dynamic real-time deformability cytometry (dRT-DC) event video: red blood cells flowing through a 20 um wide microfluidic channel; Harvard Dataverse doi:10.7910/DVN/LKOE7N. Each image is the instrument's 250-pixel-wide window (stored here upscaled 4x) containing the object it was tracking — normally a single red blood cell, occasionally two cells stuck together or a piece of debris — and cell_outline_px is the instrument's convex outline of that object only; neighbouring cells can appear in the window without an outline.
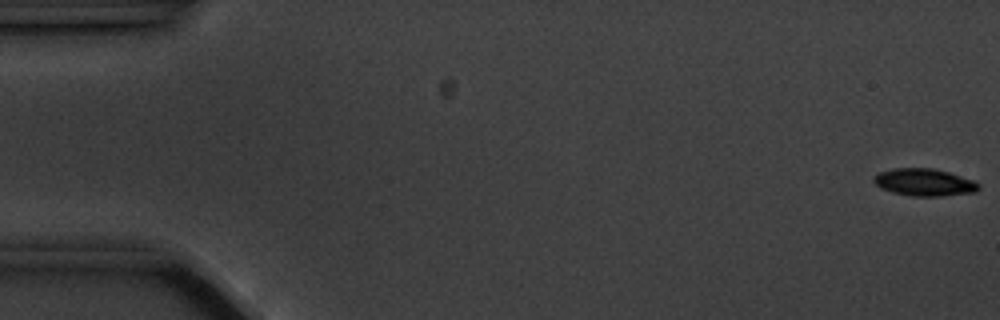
{"species": "common noctule bat (a hibernating species)", "species_latin": "Nyctalus noctula", "temperature_condition": "cold", "stored_images_in_passage": 5, "camera_frame_rate_fps": 3000, "um_per_image_px": 0.085, "animal": {"sex": "male", "body_mass_g": 20.1, "forearm_length_mm": 53.5}, "frame": {"image": 1, "passage_image": 1, "time_ms": 0.0, "image_size_px": [1000, 320], "cell_outline_px": [[980, 188], [976, 192], [940, 196], [912, 196], [892, 192], [880, 188], [872, 180], [872, 176], [880, 172], [892, 168], [932, 168], [948, 172], [976, 180], [980, 184]], "centroid_in_image_um": [78.57, 15.49], "position_along_channel_um": 6.4, "area_um2": 16.88}}
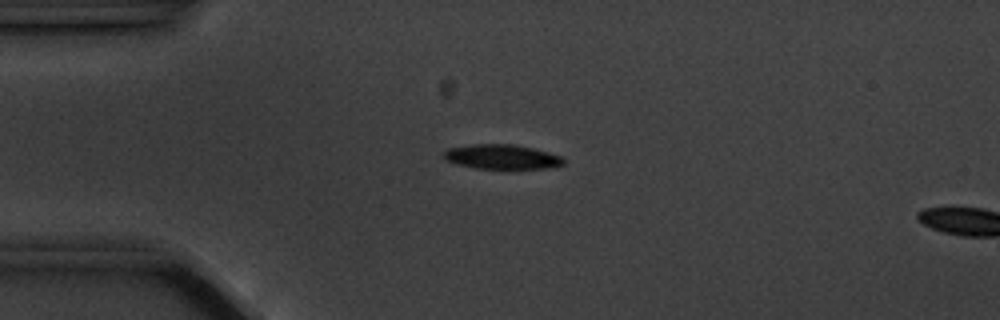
{"frame": {"image": 2, "passage_image": 4, "time_ms": 4.333, "image_size_px": [1000, 320], "cell_outline_px": [[564, 164], [548, 168], [476, 168], [456, 164], [444, 160], [444, 152], [448, 148], [472, 144], [512, 144], [532, 148], [548, 152], [560, 156], [564, 160]], "centroid_in_image_um": [42.62, 13.32], "position_along_channel_um": 42.4, "area_um2": 16.99}}